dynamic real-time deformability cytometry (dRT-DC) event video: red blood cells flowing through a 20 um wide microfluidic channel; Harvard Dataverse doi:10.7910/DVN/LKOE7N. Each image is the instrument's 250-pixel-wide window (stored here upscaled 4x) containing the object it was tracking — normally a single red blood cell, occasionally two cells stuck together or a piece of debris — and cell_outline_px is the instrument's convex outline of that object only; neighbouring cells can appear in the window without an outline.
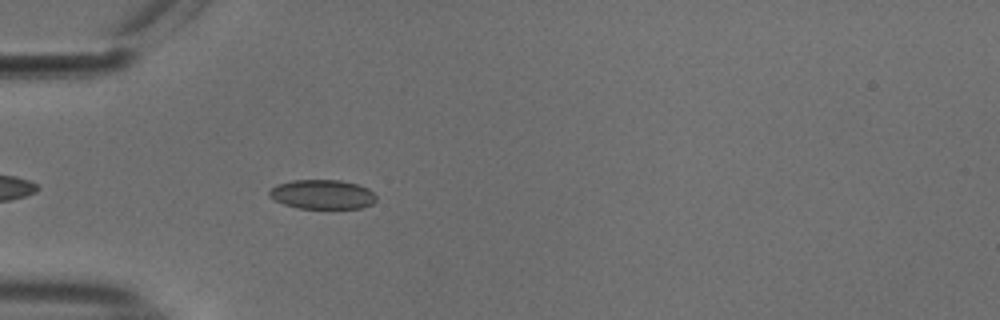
{"species": "common noctule bat (a hibernating species)", "species_latin": "Nyctalus noctula", "temperature_condition": "cold", "stored_images_in_passage": 41, "camera_frame_rate_fps": 3000, "um_per_image_px": 0.085, "animal": {"sex": "male", "body_mass_g": 18.8}, "frame": {"image": 1, "passage_image": 4, "time_ms": 1.0, "image_size_px": [1000, 320], "cell_outline_px": [[376, 200], [372, 204], [364, 208], [300, 208], [284, 204], [276, 200], [268, 192], [276, 184], [292, 180], [340, 180], [356, 184], [368, 188], [376, 196]], "centroid_in_image_um": [27.43, 16.52], "position_along_channel_um": 57.6, "area_um2": 18.15}}
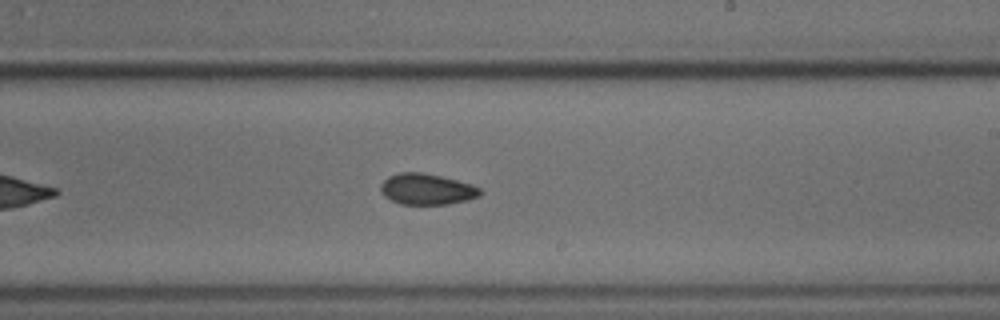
{"frame": {"image": 2, "passage_image": 20, "time_ms": 6.333, "image_size_px": [1000, 320], "cell_outline_px": [[480, 196], [468, 200], [448, 204], [400, 204], [384, 196], [380, 188], [380, 184], [388, 176], [400, 172], [424, 172], [472, 184], [480, 188]], "centroid_in_image_um": [36.27, 16.07], "position_along_channel_um": 252.7, "area_um2": 17.98}}
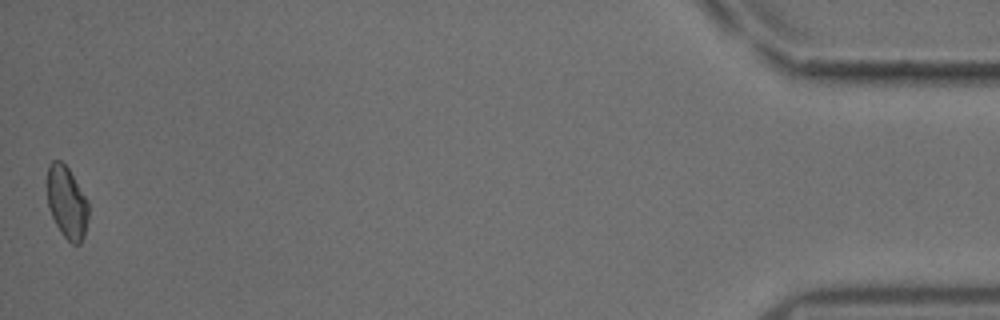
{"frame": {"image": 3, "passage_image": 41, "time_ms": 13.333, "image_size_px": [1000, 320], "cell_outline_px": [[88, 216], [84, 236], [80, 244], [72, 244], [60, 232], [48, 208], [48, 168], [52, 160], [60, 160], [68, 168], [88, 200]], "centroid_in_image_um": [5.69, 17.22], "position_along_channel_um": 429.5, "area_um2": 17.22}, "authors_computed_cell_mechanics": {"area_um2": 18.0336, "velocity_mm_per_s": 3.7727, "shape_relaxation_time_tau1_ms": null, "shape_relaxation_time_tau2_ms": 4.9224, "deformation_change_tau1": null, "deformation_change_tau2": 0.0665}}